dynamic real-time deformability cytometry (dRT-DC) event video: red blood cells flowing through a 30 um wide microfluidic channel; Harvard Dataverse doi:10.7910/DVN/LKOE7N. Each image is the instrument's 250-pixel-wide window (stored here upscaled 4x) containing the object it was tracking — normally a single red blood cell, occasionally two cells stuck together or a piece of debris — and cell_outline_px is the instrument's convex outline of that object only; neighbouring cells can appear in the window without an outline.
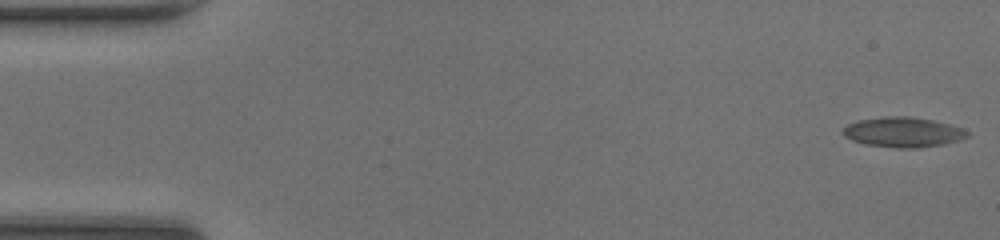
{"species": "common noctule bat (a hibernating species)", "species_latin": "Nyctalus noctula", "temperature_condition": "room temperature", "stored_images_in_passage": 48, "camera_frame_rate_fps": 3000, "um_per_image_px": 0.085, "animal": {"sex": "female", "body_mass_g": 20.0, "forearm_length_mm": 54.0}, "frame": {"image": 1, "passage_image": 1, "time_ms": 0.0, "image_size_px": [1000, 240], "cell_outline_px": [[968, 136], [960, 140], [944, 144], [916, 148], [896, 148], [864, 144], [852, 140], [844, 136], [840, 132], [848, 124], [860, 120], [884, 116], [912, 116], [932, 120], [948, 124], [960, 128], [968, 132]], "centroid_in_image_um": [76.73, 11.24], "position_along_channel_um": 8.3, "area_um2": 21.73}}
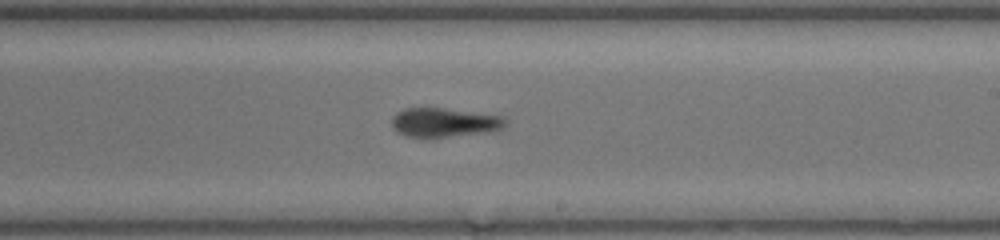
{"frame": {"image": 2, "passage_image": 28, "time_ms": 9.0, "image_size_px": [1000, 240], "cell_outline_px": [[508, 124], [500, 128], [484, 132], [448, 136], [404, 136], [396, 132], [392, 128], [392, 116], [396, 112], [404, 108], [444, 108], [504, 116], [508, 120]], "centroid_in_image_um": [37.73, 10.38], "position_along_channel_um": 251.3, "area_um2": 19.07}}
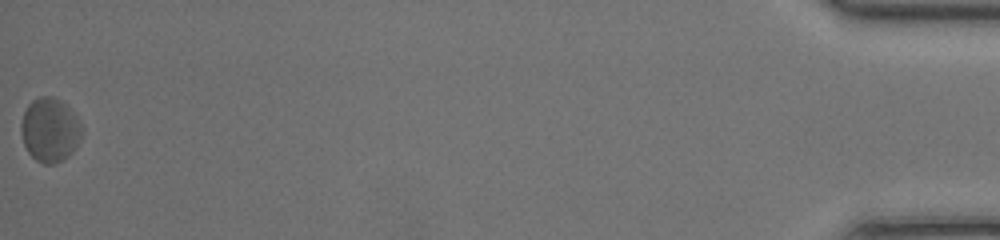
{"frame": {"image": 3, "passage_image": 48, "time_ms": 15.667, "image_size_px": [1000, 240], "cell_outline_px": [[80, 136], [72, 152], [68, 156], [56, 164], [44, 164], [36, 160], [28, 152], [24, 144], [20, 132], [20, 124], [24, 112], [28, 104], [32, 100], [40, 96], [56, 96], [72, 112], [80, 124]], "centroid_in_image_um": [4.19, 11.04], "position_along_channel_um": 431.0, "area_um2": 22.43}, "authors_computed_cell_mechanics": {"area_um2": 20.4034, "velocity_mm_per_s": 4.2676, "shape_relaxation_time_tau1_ms": null, "shape_relaxation_time_tau2_ms": 2.1255, "deformation_change_tau1": null, "deformation_change_tau2": 0.0945}}